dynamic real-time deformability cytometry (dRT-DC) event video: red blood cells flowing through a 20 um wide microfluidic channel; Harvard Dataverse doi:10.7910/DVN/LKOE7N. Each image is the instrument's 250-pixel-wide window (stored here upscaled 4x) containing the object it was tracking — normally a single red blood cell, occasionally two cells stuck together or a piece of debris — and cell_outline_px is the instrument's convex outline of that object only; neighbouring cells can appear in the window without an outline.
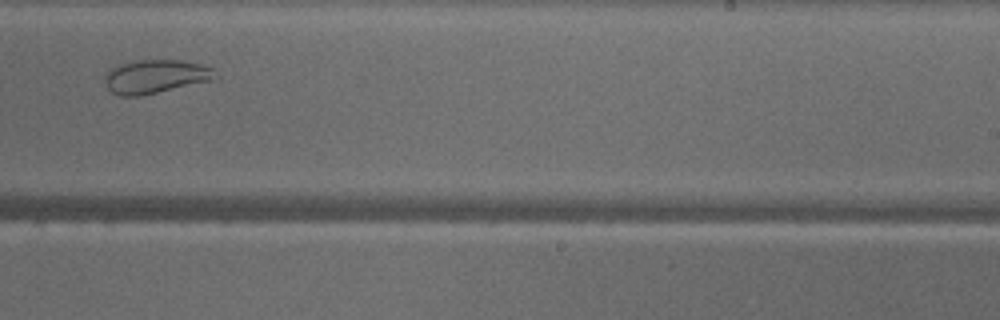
{"species": "common noctule bat (a hibernating species)", "species_latin": "Nyctalus noctula", "temperature_condition": "warm", "stored_images_in_passage": 30, "camera_frame_rate_fps": 3000, "um_per_image_px": 0.085, "animal": {"sex": "male", "body_mass_g": 18.8}, "frame": {"image": 1, "passage_image": 22, "time_ms": 7.0, "image_size_px": [1000, 320], "cell_outline_px": [[220, 76], [212, 80], [140, 96], [120, 96], [112, 92], [108, 88], [104, 80], [104, 76], [112, 68], [120, 64], [136, 60], [180, 60], [200, 64], [212, 68]], "centroid_in_image_um": [13.23, 6.5], "position_along_channel_um": 275.8, "area_um2": 21.56}, "authors_computed_cell_mechanics": {"area_um2": 24.8251, "velocity_mm_per_s": 4.1099, "shape_relaxation_time_tau1_ms": null, "shape_relaxation_time_tau2_ms": 1.6356, "deformation_change_tau1": null, "deformation_change_tau2": 0.0762}}